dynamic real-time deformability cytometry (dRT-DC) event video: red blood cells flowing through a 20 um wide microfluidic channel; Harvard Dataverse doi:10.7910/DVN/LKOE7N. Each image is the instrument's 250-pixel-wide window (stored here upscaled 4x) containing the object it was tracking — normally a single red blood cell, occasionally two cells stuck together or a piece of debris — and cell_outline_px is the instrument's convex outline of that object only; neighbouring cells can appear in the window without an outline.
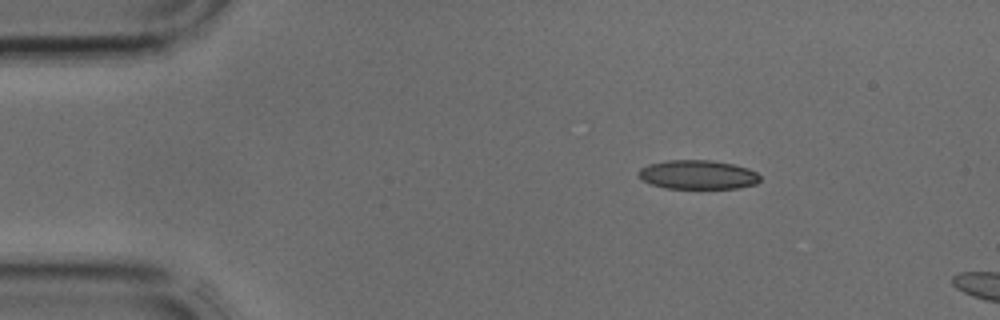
{"species": "common noctule bat (a hibernating species)", "species_latin": "Nyctalus noctula", "temperature_condition": "cold", "stored_images_in_passage": 3, "camera_frame_rate_fps": 3000, "um_per_image_px": 0.085, "animal": {"sex": "male", "body_mass_g": 17.9, "forearm_length_mm": 54.2}, "frame": {"image": 1, "passage_image": 1, "time_ms": 0.0, "image_size_px": [1000, 320], "cell_outline_px": [[760, 180], [756, 184], [740, 188], [664, 188], [652, 184], [644, 180], [636, 172], [640, 168], [648, 164], [668, 160], [712, 160], [732, 164], [748, 168], [756, 172], [760, 176]], "centroid_in_image_um": [59.32, 14.84], "position_along_channel_um": 25.7, "area_um2": 20.58}}